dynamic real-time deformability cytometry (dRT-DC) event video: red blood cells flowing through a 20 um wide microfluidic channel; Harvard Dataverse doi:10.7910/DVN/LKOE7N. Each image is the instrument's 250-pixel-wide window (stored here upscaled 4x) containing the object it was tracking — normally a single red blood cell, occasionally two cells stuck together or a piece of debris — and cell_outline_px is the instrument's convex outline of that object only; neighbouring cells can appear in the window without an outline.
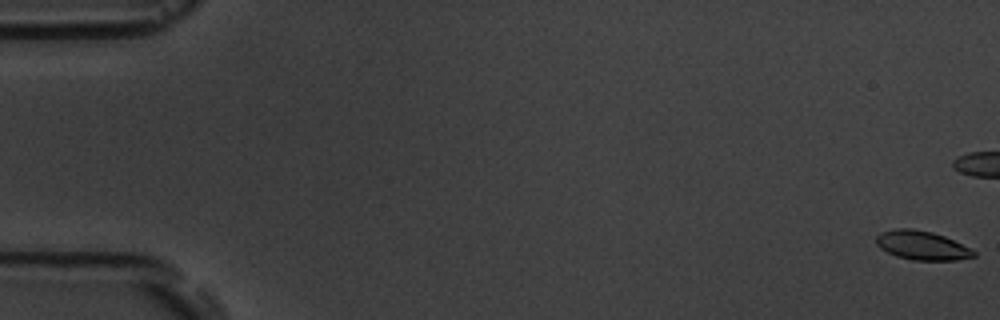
{"species": "common noctule bat (a hibernating species)", "species_latin": "Nyctalus noctula", "temperature_condition": "room temperature", "stored_images_in_passage": 6, "camera_frame_rate_fps": 3000, "um_per_image_px": 0.085, "animal": {"sex": "male", "body_mass_g": 19.5, "forearm_length_mm": 54.6}, "frame": {"image": 1, "passage_image": 1, "time_ms": 0.0, "image_size_px": [1000, 320], "cell_outline_px": [[976, 256], [956, 260], [912, 260], [896, 256], [880, 248], [876, 244], [876, 236], [880, 232], [896, 228], [912, 228], [932, 232], [944, 236], [976, 252]], "centroid_in_image_um": [78.32, 20.85], "position_along_channel_um": 6.7, "area_um2": 16.36}}